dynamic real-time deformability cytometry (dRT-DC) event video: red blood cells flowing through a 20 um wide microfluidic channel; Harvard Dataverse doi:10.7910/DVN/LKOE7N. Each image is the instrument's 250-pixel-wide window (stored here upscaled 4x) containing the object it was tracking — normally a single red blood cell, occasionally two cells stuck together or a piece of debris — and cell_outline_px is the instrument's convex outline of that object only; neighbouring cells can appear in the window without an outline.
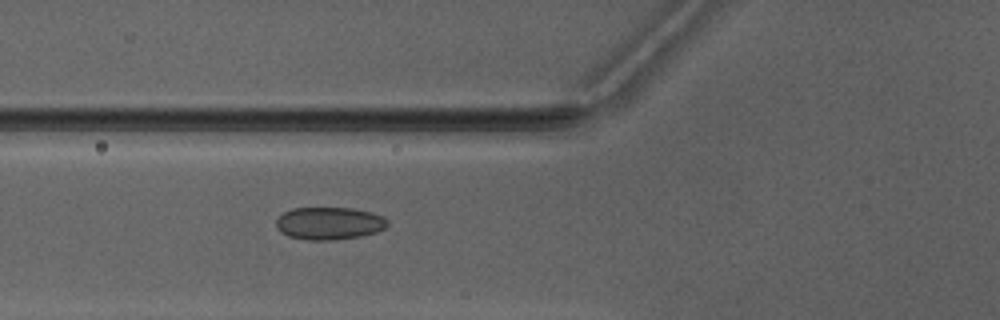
{"species": "Egyptian fruit bat (a non-hibernating species)", "species_latin": "Rousettus aegyptiacus", "temperature_condition": "warm", "stored_images_in_passage": 2, "camera_frame_rate_fps": 3000, "um_per_image_px": 0.085, "animal": {"sex": "male"}, "frame": {"image": 1, "passage_image": 2, "time_ms": 1.0, "image_size_px": [1000, 320], "cell_outline_px": [[388, 224], [384, 228], [376, 232], [360, 236], [336, 240], [304, 240], [288, 236], [280, 232], [276, 228], [276, 220], [284, 212], [292, 208], [352, 208], [372, 212], [384, 216], [388, 220]], "centroid_in_image_um": [27.98, 18.99], "position_along_channel_um": 97.8, "area_um2": 21.33}}